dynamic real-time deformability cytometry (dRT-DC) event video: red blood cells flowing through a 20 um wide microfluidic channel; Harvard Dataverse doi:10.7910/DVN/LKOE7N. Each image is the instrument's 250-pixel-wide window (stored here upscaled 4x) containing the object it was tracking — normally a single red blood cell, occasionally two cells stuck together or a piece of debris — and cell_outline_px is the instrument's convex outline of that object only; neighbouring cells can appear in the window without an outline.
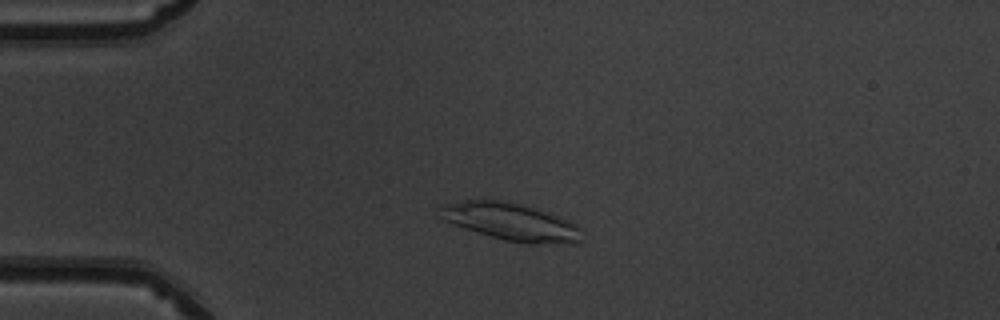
{"species": "common noctule bat (a hibernating species)", "species_latin": "Nyctalus noctula", "temperature_condition": "warm", "stored_images_in_passage": 48, "camera_frame_rate_fps": 3000, "um_per_image_px": 0.085, "animal": {"sex": "male", "body_mass_g": 19.5, "forearm_length_mm": 54.6}, "frame": {"image": 1, "passage_image": 10, "time_ms": 3.0, "image_size_px": [1000, 320], "cell_outline_px": [[580, 240], [572, 244], [524, 244], [504, 240], [444, 220], [436, 216], [440, 208], [444, 204], [464, 200], [504, 200], [520, 204], [568, 220], [576, 224], [580, 228]], "centroid_in_image_um": [43.42, 18.86], "position_along_channel_um": 41.6, "area_um2": 30.58}}
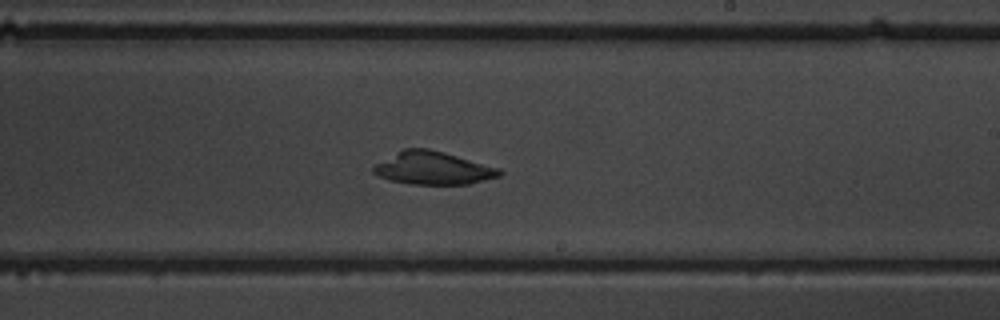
{"frame": {"image": 2, "passage_image": 28, "time_ms": 9.0, "image_size_px": [1000, 320], "cell_outline_px": [[504, 172], [500, 176], [468, 184], [412, 184], [388, 180], [376, 176], [372, 172], [372, 168], [376, 164], [404, 148], [428, 148], [444, 152], [500, 168]], "centroid_in_image_um": [36.8, 14.29], "position_along_channel_um": 252.2, "area_um2": 24.1}}
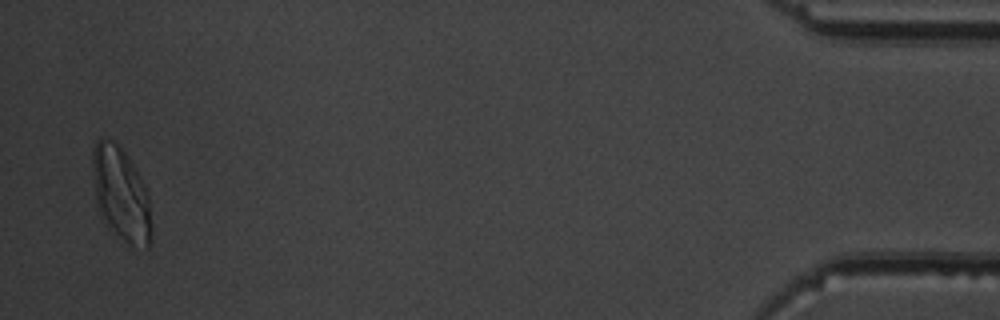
{"frame": {"image": 3, "passage_image": 47, "time_ms": 15.333, "image_size_px": [1000, 320], "cell_outline_px": [[152, 228], [148, 248], [132, 244], [124, 240], [100, 216], [96, 204], [92, 168], [92, 148], [96, 140], [104, 136], [112, 140], [128, 156], [144, 184], [148, 192]], "centroid_in_image_um": [10.27, 16.43], "position_along_channel_um": 424.9, "area_um2": 31.91}}